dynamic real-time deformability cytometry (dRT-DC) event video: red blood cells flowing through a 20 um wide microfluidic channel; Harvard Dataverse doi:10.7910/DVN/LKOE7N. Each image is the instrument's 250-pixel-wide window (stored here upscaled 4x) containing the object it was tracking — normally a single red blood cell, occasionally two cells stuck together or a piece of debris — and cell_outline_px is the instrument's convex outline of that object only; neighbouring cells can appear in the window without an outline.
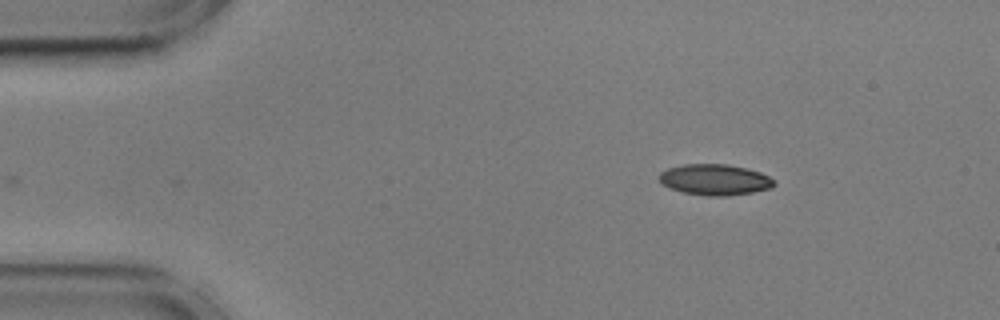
{"species": "common noctule bat (a hibernating species)", "species_latin": "Nyctalus noctula", "temperature_condition": "cold", "stored_images_in_passage": 30, "camera_frame_rate_fps": 3000, "um_per_image_px": 0.085, "animal": {"sex": "male", "body_mass_g": 17.9, "forearm_length_mm": 54.2}, "frame": {"image": 1, "passage_image": 1, "time_ms": 0.0, "image_size_px": [1000, 320], "cell_outline_px": [[776, 184], [772, 188], [752, 192], [728, 196], [708, 196], [684, 192], [660, 184], [656, 176], [660, 172], [668, 168], [684, 164], [728, 164], [748, 168], [760, 172], [776, 180]], "centroid_in_image_um": [60.76, 15.26], "position_along_channel_um": 24.2, "area_um2": 20.98}}